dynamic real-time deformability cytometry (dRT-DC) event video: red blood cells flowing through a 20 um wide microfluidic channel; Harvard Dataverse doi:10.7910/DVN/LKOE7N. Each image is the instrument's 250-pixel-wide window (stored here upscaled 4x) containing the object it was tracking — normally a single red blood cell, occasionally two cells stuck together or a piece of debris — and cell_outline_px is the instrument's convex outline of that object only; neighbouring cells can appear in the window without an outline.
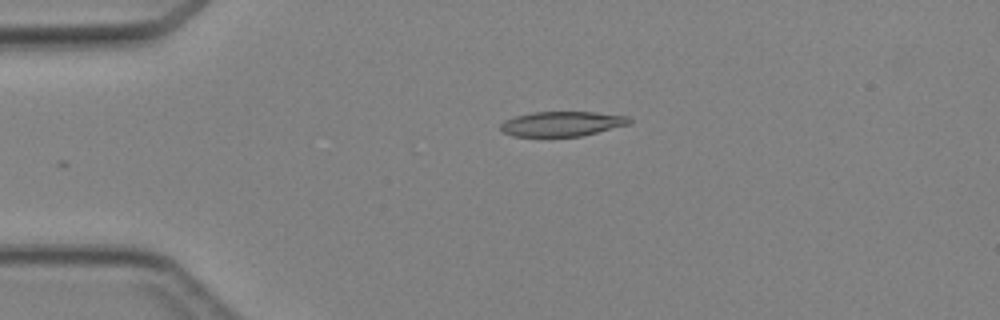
{"species": "Egyptian fruit bat (a non-hibernating species)", "species_latin": "Rousettus aegyptiacus", "temperature_condition": "cold", "stored_images_in_passage": 16, "camera_frame_rate_fps": 3000, "um_per_image_px": 0.085, "animal": {"sex": "female"}, "frame": {"image": 1, "passage_image": 1, "time_ms": 0.0, "image_size_px": [1000, 320], "cell_outline_px": [[632, 120], [628, 124], [580, 136], [512, 136], [504, 132], [500, 128], [500, 124], [504, 120], [516, 116], [532, 112], [596, 112], [628, 116]], "centroid_in_image_um": [47.74, 10.51], "position_along_channel_um": 37.3, "area_um2": 18.44}}
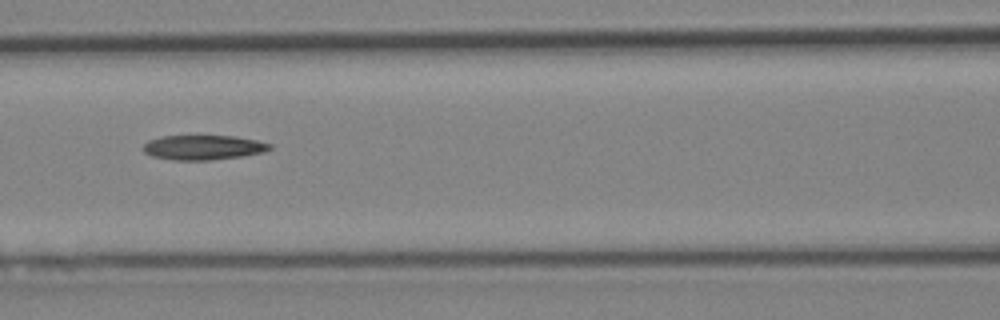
{"frame": {"image": 2, "passage_image": 11, "time_ms": 3.333, "image_size_px": [1000, 320], "cell_outline_px": [[272, 148], [264, 152], [240, 156], [208, 160], [172, 160], [152, 156], [144, 152], [144, 144], [148, 140], [160, 136], [196, 132], [236, 136], [256, 140], [272, 144]], "centroid_in_image_um": [17.24, 12.46], "position_along_channel_um": 149.4, "area_um2": 19.25}}
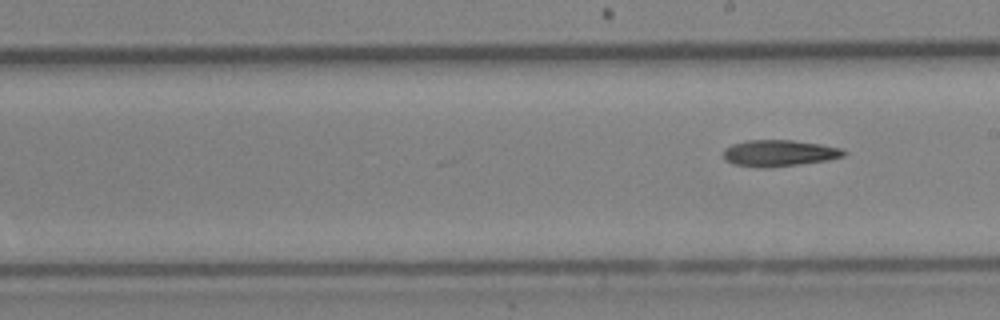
{"frame": {"image": 3, "passage_image": 16, "time_ms": 5.0, "image_size_px": [1000, 320], "cell_outline_px": [[848, 152], [844, 156], [828, 160], [800, 164], [764, 168], [732, 164], [724, 160], [724, 148], [732, 144], [748, 140], [792, 140], [820, 144], [844, 148]], "centroid_in_image_um": [66.24, 13.01], "position_along_channel_um": 222.8, "area_um2": 18.67}}